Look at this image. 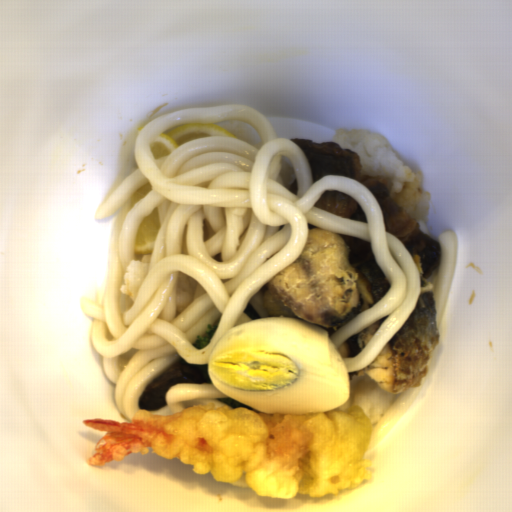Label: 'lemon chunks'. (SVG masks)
Segmentation results:
<instances>
[{"mask_svg": "<svg viewBox=\"0 0 512 512\" xmlns=\"http://www.w3.org/2000/svg\"><path fill=\"white\" fill-rule=\"evenodd\" d=\"M161 219L159 209L148 214L140 224L135 235L134 254L136 256H147L155 247Z\"/></svg>", "mask_w": 512, "mask_h": 512, "instance_id": "obj_2", "label": "lemon chunks"}, {"mask_svg": "<svg viewBox=\"0 0 512 512\" xmlns=\"http://www.w3.org/2000/svg\"><path fill=\"white\" fill-rule=\"evenodd\" d=\"M208 137H236L217 121H202L171 126L149 144V152L156 160L167 155L181 144ZM237 138V137H236Z\"/></svg>", "mask_w": 512, "mask_h": 512, "instance_id": "obj_1", "label": "lemon chunks"}, {"mask_svg": "<svg viewBox=\"0 0 512 512\" xmlns=\"http://www.w3.org/2000/svg\"><path fill=\"white\" fill-rule=\"evenodd\" d=\"M152 185L148 181L137 189L132 195L128 197V207H134L139 204L145 196L151 191Z\"/></svg>", "mask_w": 512, "mask_h": 512, "instance_id": "obj_3", "label": "lemon chunks"}]
</instances>
